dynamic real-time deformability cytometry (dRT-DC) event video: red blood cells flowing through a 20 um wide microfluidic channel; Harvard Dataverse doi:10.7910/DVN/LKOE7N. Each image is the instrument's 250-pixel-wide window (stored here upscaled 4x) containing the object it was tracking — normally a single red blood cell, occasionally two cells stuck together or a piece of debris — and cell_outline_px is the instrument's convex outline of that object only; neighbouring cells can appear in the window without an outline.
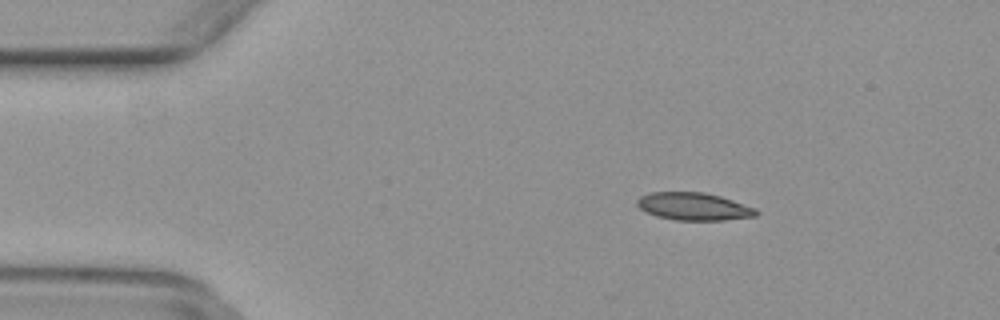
{"species": "common noctule bat (a hibernating species)", "species_latin": "Nyctalus noctula", "temperature_condition": "warm", "stored_images_in_passage": 14, "camera_frame_rate_fps": 3000, "um_per_image_px": 0.085, "animal": {"sex": "female", "body_mass_g": 29.2, "forearm_length_mm": 56.3}, "frame": {"image": 1, "passage_image": 3, "time_ms": 0.667, "image_size_px": [1000, 320], "cell_outline_px": [[760, 212], [756, 216], [724, 220], [676, 220], [656, 216], [644, 212], [636, 204], [636, 200], [640, 196], [648, 192], [704, 192], [720, 196], [756, 208]], "centroid_in_image_um": [58.94, 17.55], "position_along_channel_um": 26.1, "area_um2": 19.31}}
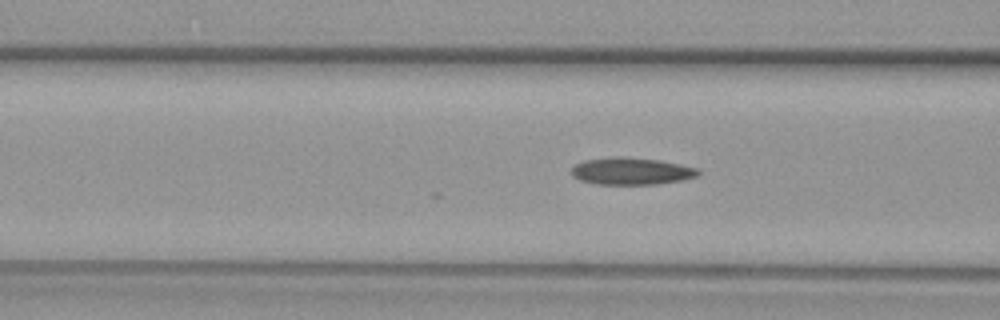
{"frame": {"image": 2, "passage_image": 14, "time_ms": 4.333, "image_size_px": [1000, 320], "cell_outline_px": [[700, 172], [696, 176], [684, 180], [656, 184], [596, 184], [580, 180], [572, 176], [572, 164], [584, 160], [616, 156], [620, 156], [660, 160], [700, 168]], "centroid_in_image_um": [53.66, 14.54], "position_along_channel_um": 112.9, "area_um2": 20.23}}